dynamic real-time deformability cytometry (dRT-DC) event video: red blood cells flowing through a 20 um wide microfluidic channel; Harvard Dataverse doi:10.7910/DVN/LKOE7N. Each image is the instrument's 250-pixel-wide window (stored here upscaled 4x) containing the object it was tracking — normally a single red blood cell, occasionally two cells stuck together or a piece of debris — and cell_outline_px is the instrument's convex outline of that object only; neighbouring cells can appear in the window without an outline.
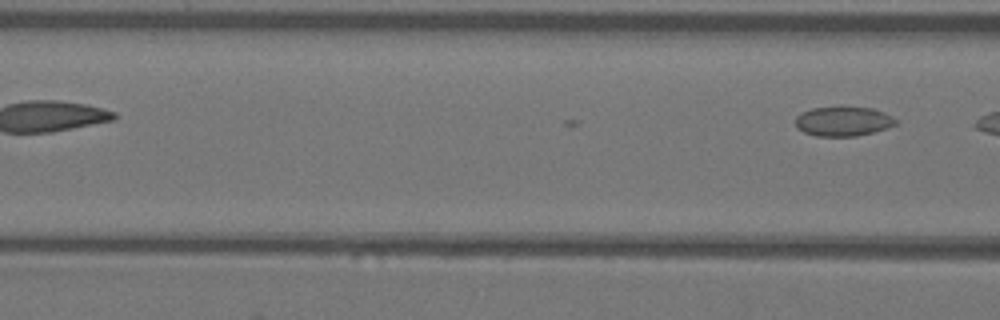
{"species": "Egyptian fruit bat (a non-hibernating species)", "species_latin": "Rousettus aegyptiacus", "temperature_condition": "warm", "stored_images_in_passage": 5, "camera_frame_rate_fps": 3000, "um_per_image_px": 0.085, "animal": {"sex": "female"}, "frame": {"image": 1, "passage_image": 5, "time_ms": 1.333, "image_size_px": [1000, 320], "cell_outline_px": [[896, 124], [888, 128], [856, 136], [816, 136], [804, 132], [796, 128], [796, 116], [800, 112], [812, 108], [872, 108], [884, 112], [892, 116], [896, 120]], "centroid_in_image_um": [71.65, 10.33], "position_along_channel_um": 94.9, "area_um2": 17.05}}